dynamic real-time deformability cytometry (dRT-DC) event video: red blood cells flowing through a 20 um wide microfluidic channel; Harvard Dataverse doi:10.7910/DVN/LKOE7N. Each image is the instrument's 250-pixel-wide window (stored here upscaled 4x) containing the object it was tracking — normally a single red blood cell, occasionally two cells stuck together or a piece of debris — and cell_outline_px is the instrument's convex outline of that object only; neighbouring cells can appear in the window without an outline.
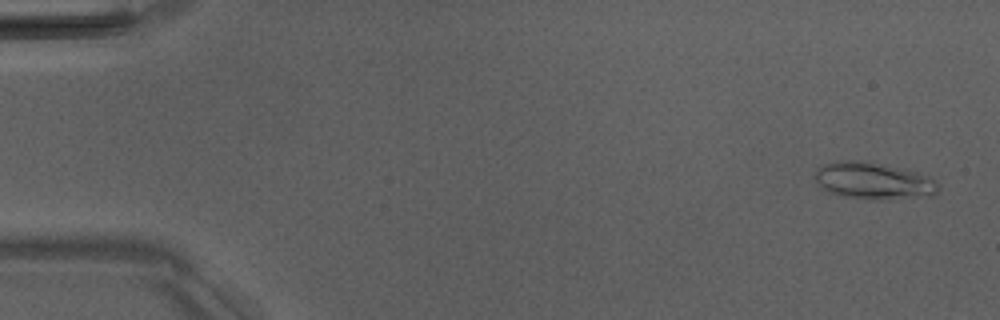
{"species": "Egyptian fruit bat (a non-hibernating species)", "species_latin": "Rousettus aegyptiacus", "temperature_condition": "room temperature", "stored_images_in_passage": 4, "camera_frame_rate_fps": 3000, "um_per_image_px": 0.085, "animal": {"sex": "male"}, "frame": {"image": 1, "passage_image": 1, "time_ms": 0.0, "image_size_px": [1000, 320], "cell_outline_px": [[940, 188], [936, 196], [880, 200], [868, 200], [844, 196], [828, 192], [816, 180], [816, 168], [824, 164], [836, 160], [852, 160], [916, 172], [928, 176], [936, 180]], "centroid_in_image_um": [74.28, 15.41], "position_along_channel_um": 10.7, "area_um2": 26.3}}